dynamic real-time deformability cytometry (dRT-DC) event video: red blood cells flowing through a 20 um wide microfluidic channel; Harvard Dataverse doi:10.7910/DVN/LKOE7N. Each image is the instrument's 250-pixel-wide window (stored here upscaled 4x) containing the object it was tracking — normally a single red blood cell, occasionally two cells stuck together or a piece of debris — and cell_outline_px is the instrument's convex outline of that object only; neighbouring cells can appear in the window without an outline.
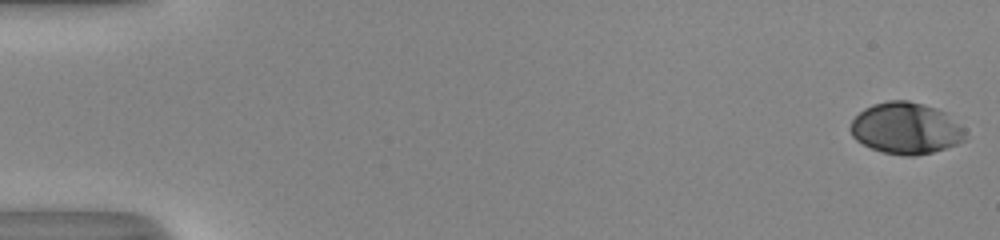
{"species": "human", "species_latin": "Homo sapiens", "temperature_condition": "room temperature", "stored_images_in_passage": 53, "camera_frame_rate_fps": 3000, "um_per_image_px": 0.085, "donor": {"sex": "male"}, "frame": {"image": 1, "passage_image": 1, "time_ms": 0.0, "image_size_px": [1000, 240], "cell_outline_px": [[968, 140], [932, 152], [916, 156], [904, 156], [884, 152], [872, 148], [856, 140], [852, 136], [848, 128], [852, 120], [864, 108], [872, 104], [888, 100], [908, 100], [924, 104], [936, 108], [944, 112], [964, 128]], "centroid_in_image_um": [77.0, 10.9], "position_along_channel_um": 8.0, "area_um2": 34.62}}
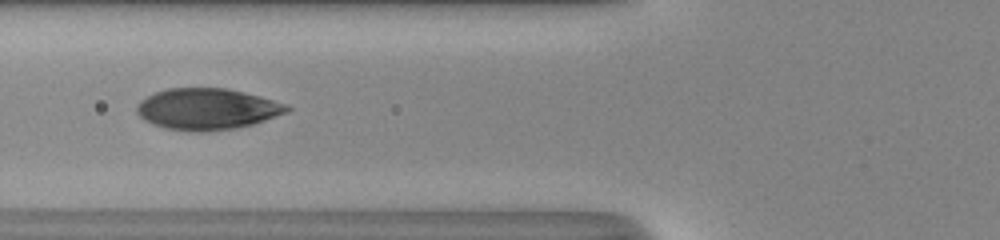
{"frame": {"image": 2, "passage_image": 22, "time_ms": 7.0, "image_size_px": [1000, 240], "cell_outline_px": [[292, 108], [288, 112], [252, 124], [232, 128], [200, 132], [192, 132], [164, 128], [152, 124], [144, 120], [136, 112], [136, 104], [140, 100], [156, 92], [168, 88], [224, 88], [244, 92], [288, 104]], "centroid_in_image_um": [17.58, 9.27], "position_along_channel_um": 108.2, "area_um2": 36.07}}
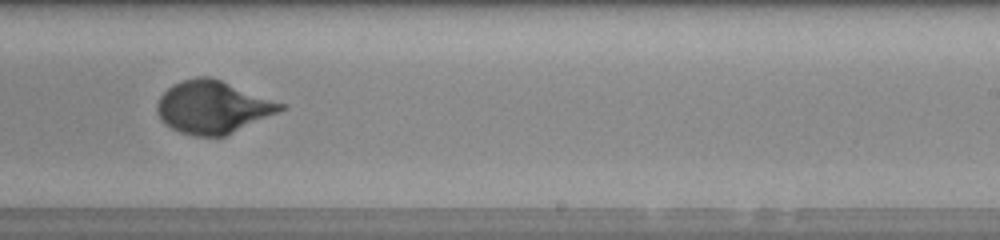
{"frame": {"image": 3, "passage_image": 34, "time_ms": 11.0, "image_size_px": [1000, 240], "cell_outline_px": [[288, 108], [224, 136], [196, 136], [180, 132], [164, 124], [160, 120], [156, 112], [156, 104], [160, 96], [172, 84], [196, 76], [208, 76], [220, 80], [288, 104]], "centroid_in_image_um": [18.09, 9.1], "position_along_channel_um": 270.9, "area_um2": 37.97}, "authors_computed_cell_mechanics": {"area_um2": 35.3158, "velocity_mm_per_s": 4.0837, "shape_relaxation_time_tau1_ms": 3.4325, "shape_relaxation_time_tau2_ms": null, "deformation_change_tau1": 0.1816, "deformation_change_tau2": null}}